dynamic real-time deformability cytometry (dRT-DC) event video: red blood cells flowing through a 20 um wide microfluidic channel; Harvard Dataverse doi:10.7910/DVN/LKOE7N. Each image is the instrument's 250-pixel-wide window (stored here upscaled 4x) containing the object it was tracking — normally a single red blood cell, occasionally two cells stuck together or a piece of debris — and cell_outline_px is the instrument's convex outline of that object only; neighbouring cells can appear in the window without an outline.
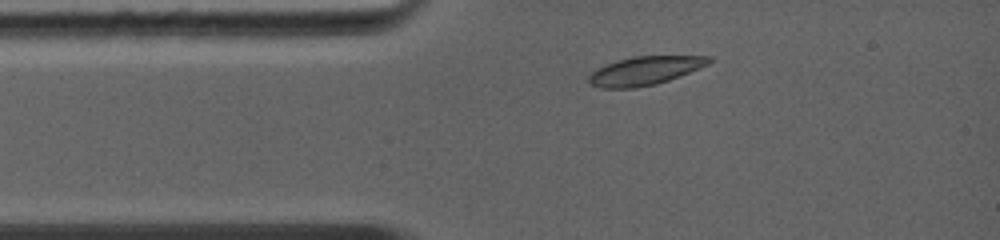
{"species": "common noctule bat (a hibernating species)", "species_latin": "Nyctalus noctula", "temperature_condition": "warm", "stored_images_in_passage": 17, "camera_frame_rate_fps": 5000, "um_per_image_px": 0.085, "animal": {"sex": "female", "body_mass_g": 19.0, "forearm_length_mm": 56.7}, "frame": {"image": 1, "passage_image": 1, "time_ms": 0.0, "image_size_px": [1000, 240], "cell_outline_px": [[712, 60], [708, 64], [700, 68], [680, 76], [656, 84], [636, 88], [600, 88], [592, 84], [588, 80], [588, 76], [596, 68], [604, 64], [616, 60], [632, 56], [712, 56]], "centroid_in_image_um": [54.79, 6.0], "position_along_channel_um": 30.2, "area_um2": 20.11}}
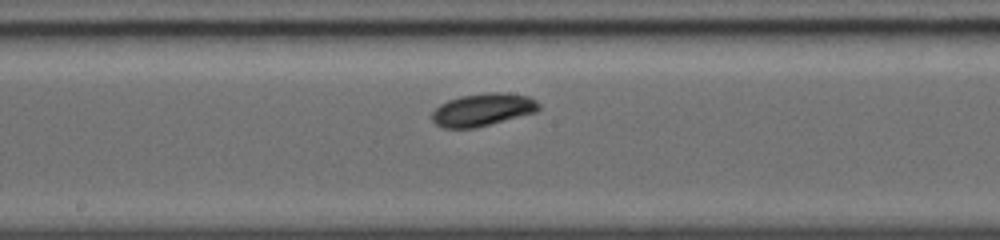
{"frame": {"image": 2, "passage_image": 8, "time_ms": 4.4, "image_size_px": [1000, 240], "cell_outline_px": [[540, 108], [536, 112], [476, 128], [444, 128], [436, 124], [432, 120], [432, 112], [440, 104], [448, 100], [460, 96], [488, 92], [500, 92], [528, 96], [536, 100], [540, 104]], "centroid_in_image_um": [41.03, 9.32], "position_along_channel_um": 207.2, "area_um2": 20.35}}
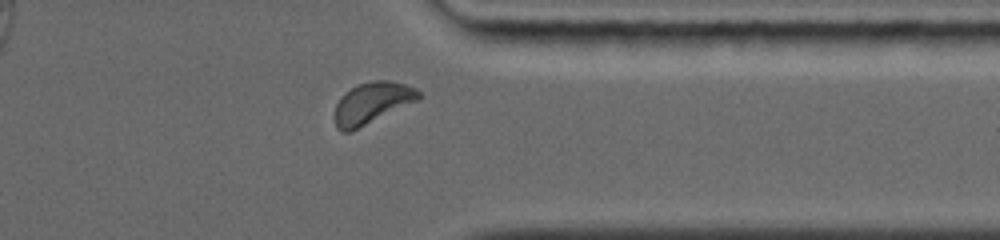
{"frame": {"image": 3, "passage_image": 15, "time_ms": 8.4, "image_size_px": [1000, 240], "cell_outline_px": [[424, 96], [420, 100], [352, 132], [344, 132], [336, 128], [332, 116], [336, 104], [344, 92], [360, 84], [372, 80], [388, 80], [404, 84], [416, 88]], "centroid_in_image_um": [31.63, 8.78], "position_along_channel_um": 379.8, "area_um2": 20.87}, "authors_computed_cell_mechanics": {"area_um2": 19.4786, "velocity_mm_per_s": 4.3623, "shape_relaxation_time_tau1_ms": 1.0331, "shape_relaxation_time_tau2_ms": null, "deformation_change_tau1": 0.0566, "deformation_change_tau2": null}}